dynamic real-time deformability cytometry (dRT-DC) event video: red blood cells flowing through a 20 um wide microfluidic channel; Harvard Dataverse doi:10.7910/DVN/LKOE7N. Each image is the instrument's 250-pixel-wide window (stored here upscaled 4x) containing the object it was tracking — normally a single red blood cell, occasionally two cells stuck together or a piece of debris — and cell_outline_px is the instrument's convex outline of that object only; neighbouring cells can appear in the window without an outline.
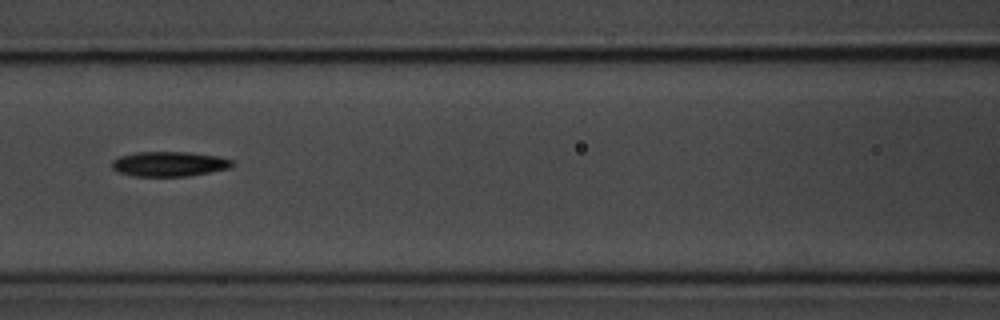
{"species": "common noctule bat (a hibernating species)", "species_latin": "Nyctalus noctula", "temperature_condition": "room temperature", "stored_images_in_passage": 12, "camera_frame_rate_fps": 3000, "um_per_image_px": 0.085, "animal": {"sex": "male", "body_mass_g": 20.1, "forearm_length_mm": 53.5}, "frame": {"image": 1, "passage_image": 4, "time_ms": 3.333, "image_size_px": [1000, 320], "cell_outline_px": [[236, 164], [232, 168], [188, 176], [132, 176], [120, 172], [112, 168], [112, 160], [120, 156], [136, 152], [188, 152], [216, 156], [232, 160]], "centroid_in_image_um": [14.41, 13.94], "position_along_channel_um": 152.2, "area_um2": 17.46}}
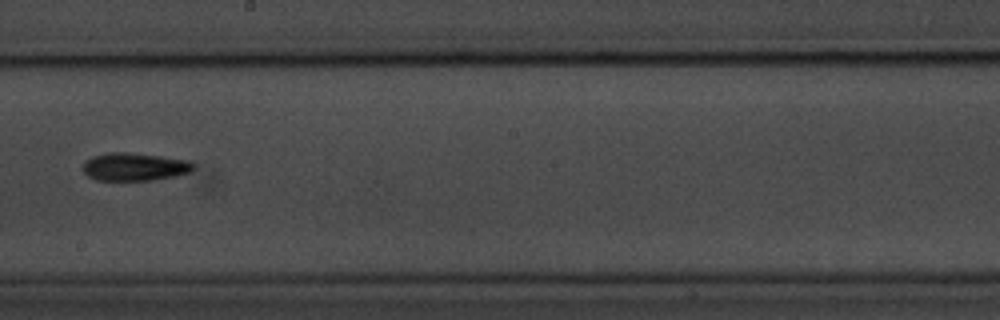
{"frame": {"image": 2, "passage_image": 6, "time_ms": 5.667, "image_size_px": [1000, 320], "cell_outline_px": [[196, 168], [192, 172], [176, 176], [152, 180], [96, 180], [88, 176], [84, 172], [84, 164], [92, 156], [108, 152], [124, 152], [160, 156], [188, 160], [196, 164]], "centroid_in_image_um": [11.5, 14.18], "position_along_channel_um": 236.7, "area_um2": 18.03}, "authors_computed_cell_mechanics": {"area_um2": 17.34, "velocity_mm_per_s": 3.6377, "shape_relaxation_time_tau1_ms": 3.7131, "shape_relaxation_time_tau2_ms": null, "deformation_change_tau1": 0.0984, "deformation_change_tau2": null}}